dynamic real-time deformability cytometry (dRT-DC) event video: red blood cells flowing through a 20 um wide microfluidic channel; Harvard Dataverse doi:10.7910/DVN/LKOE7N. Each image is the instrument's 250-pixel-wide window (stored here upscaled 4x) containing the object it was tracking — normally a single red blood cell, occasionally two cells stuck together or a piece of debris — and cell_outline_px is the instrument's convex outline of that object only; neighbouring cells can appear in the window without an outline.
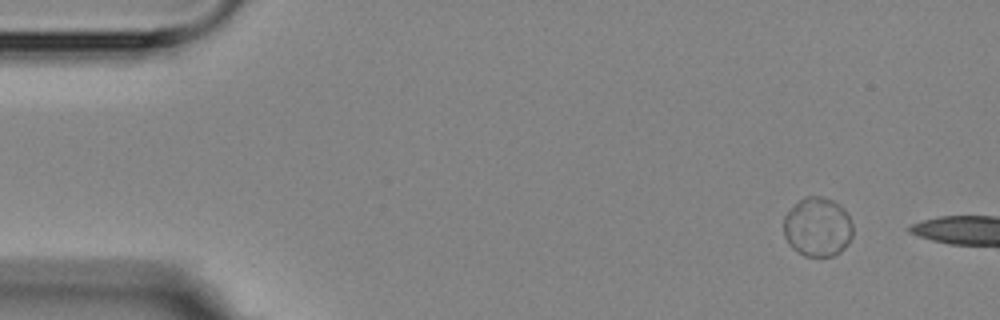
{"species": "Egyptian fruit bat (a non-hibernating species)", "species_latin": "Rousettus aegyptiacus", "temperature_condition": "room temperature", "stored_images_in_passage": 2, "segment_of_instrument_passage": [1, 2], "camera_frame_rate_fps": 3000, "um_per_image_px": 0.085, "animal": {"sex": "female"}, "frame": {"image": 1, "passage_image": 1, "time_ms": 0.0, "image_size_px": [1000, 320], "cell_outline_px": [[852, 236], [848, 244], [840, 252], [832, 256], [804, 256], [792, 248], [788, 244], [784, 236], [784, 216], [804, 196], [820, 196], [832, 200], [844, 208], [852, 224]], "centroid_in_image_um": [69.49, 19.31], "position_along_channel_um": 15.5, "area_um2": 23.87}}